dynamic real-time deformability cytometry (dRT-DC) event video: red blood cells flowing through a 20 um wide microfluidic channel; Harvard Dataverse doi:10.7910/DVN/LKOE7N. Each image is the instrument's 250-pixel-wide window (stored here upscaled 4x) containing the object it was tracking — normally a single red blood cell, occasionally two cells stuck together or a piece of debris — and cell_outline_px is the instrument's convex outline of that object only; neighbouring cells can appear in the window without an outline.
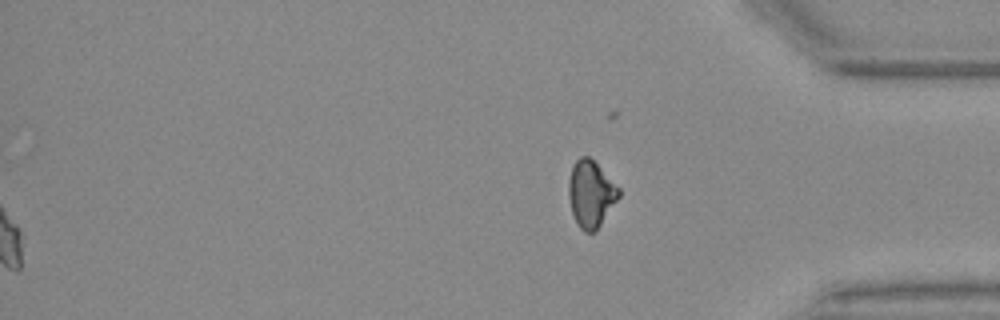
{"species": "Egyptian fruit bat (a non-hibernating species)", "species_latin": "Rousettus aegyptiacus", "temperature_condition": "warm", "stored_images_in_passage": 51, "segment_of_instrument_passage": [2, 2], "camera_frame_rate_fps": 3000, "um_per_image_px": 0.085, "animal": {"sex": "female"}, "frame": {"image": 1, "passage_image": 51, "time_ms": 16.667, "image_size_px": [1000, 320], "cell_outline_px": [[620, 196], [600, 224], [592, 232], [584, 232], [580, 228], [572, 212], [568, 196], [568, 180], [572, 164], [580, 156], [588, 156], [620, 188]], "centroid_in_image_um": [50.2, 16.45], "position_along_channel_um": 385.0, "area_um2": 19.19}}